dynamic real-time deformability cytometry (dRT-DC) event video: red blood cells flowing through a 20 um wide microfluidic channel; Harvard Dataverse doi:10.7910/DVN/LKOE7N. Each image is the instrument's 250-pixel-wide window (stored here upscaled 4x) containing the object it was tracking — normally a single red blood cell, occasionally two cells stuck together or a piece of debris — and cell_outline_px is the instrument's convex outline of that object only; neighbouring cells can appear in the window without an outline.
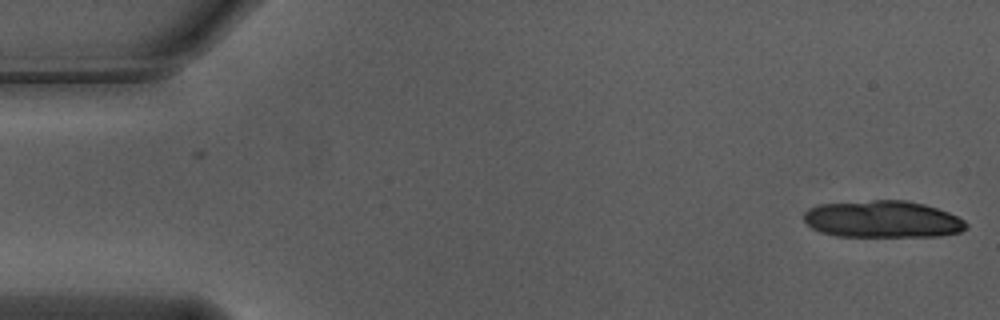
{"species": "Egyptian fruit bat (a non-hibernating species)", "species_latin": "Rousettus aegyptiacus", "temperature_condition": "warm", "stored_images_in_passage": 6, "camera_frame_rate_fps": 3000, "um_per_image_px": 0.085, "animal": {"sex": "male"}, "frame": {"image": 1, "passage_image": 6, "time_ms": 1.667, "image_size_px": [1000, 320], "cell_outline_px": [[968, 228], [960, 232], [940, 236], [836, 236], [820, 232], [812, 228], [804, 220], [804, 212], [808, 208], [820, 204], [872, 200], [904, 200], [924, 204], [948, 212], [964, 220], [968, 224]], "centroid_in_image_um": [75.02, 18.63], "position_along_channel_um": 10.0, "area_um2": 35.03}}